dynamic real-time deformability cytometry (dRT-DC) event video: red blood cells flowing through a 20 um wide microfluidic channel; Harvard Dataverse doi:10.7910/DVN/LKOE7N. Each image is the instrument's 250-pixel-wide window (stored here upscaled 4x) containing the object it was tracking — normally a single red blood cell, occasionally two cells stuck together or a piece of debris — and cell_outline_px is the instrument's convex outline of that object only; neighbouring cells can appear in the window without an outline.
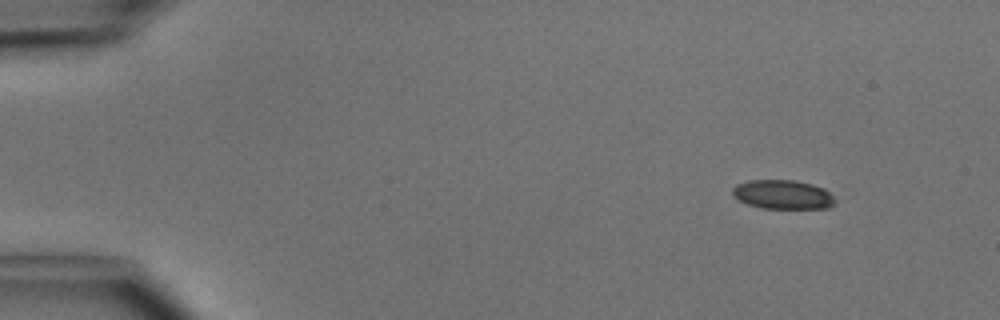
{"species": "common noctule bat (a hibernating species)", "species_latin": "Nyctalus noctula", "temperature_condition": "cold", "stored_images_in_passage": 6, "camera_frame_rate_fps": 3000, "um_per_image_px": 0.085, "animal": {"sex": "male", "body_mass_g": 15.6}, "frame": {"image": 1, "passage_image": 1, "time_ms": 0.0, "image_size_px": [1000, 320], "cell_outline_px": [[836, 204], [828, 208], [760, 208], [748, 204], [732, 196], [732, 188], [736, 184], [748, 180], [792, 180], [812, 184], [824, 188], [836, 200]], "centroid_in_image_um": [66.53, 16.53], "position_along_channel_um": 18.5, "area_um2": 17.46}}